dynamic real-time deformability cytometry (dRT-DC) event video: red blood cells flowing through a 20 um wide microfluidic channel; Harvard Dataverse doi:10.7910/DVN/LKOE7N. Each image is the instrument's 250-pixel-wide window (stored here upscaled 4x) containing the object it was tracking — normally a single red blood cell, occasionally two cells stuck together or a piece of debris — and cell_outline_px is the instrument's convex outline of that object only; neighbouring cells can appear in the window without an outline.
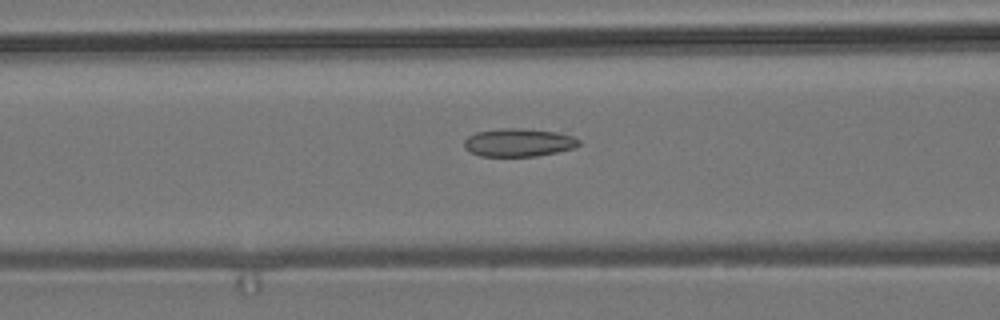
{"species": "common noctule bat (a hibernating species)", "species_latin": "Nyctalus noctula", "temperature_condition": "room temperature", "stored_images_in_passage": 55, "camera_frame_rate_fps": 3000, "um_per_image_px": 0.085, "animal": {"sex": "male", "body_mass_g": 19.2, "forearm_length_mm": 51.8}, "frame": {"image": 1, "passage_image": 22, "time_ms": 7.0, "image_size_px": [1000, 320], "cell_outline_px": [[580, 144], [572, 148], [556, 152], [536, 156], [480, 156], [468, 152], [464, 148], [464, 140], [468, 136], [476, 132], [500, 128], [524, 128], [556, 132], [572, 136], [580, 140]], "centroid_in_image_um": [44.03, 12.11], "position_along_channel_um": 122.6, "area_um2": 18.84}}
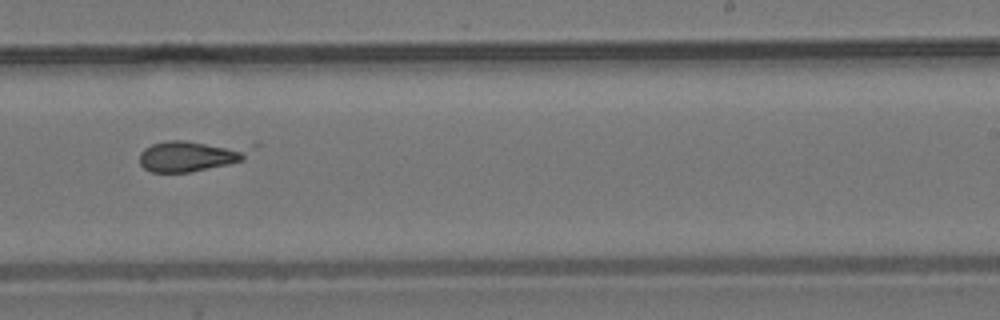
{"frame": {"image": 2, "passage_image": 34, "time_ms": 11.0, "image_size_px": [1000, 320], "cell_outline_px": [[260, 144], [244, 160], [228, 164], [188, 172], [152, 172], [144, 168], [140, 164], [140, 152], [144, 148], [152, 144], [168, 140], [184, 140]], "centroid_in_image_um": [16.35, 13.19], "position_along_channel_um": 272.6, "area_um2": 20.87}}
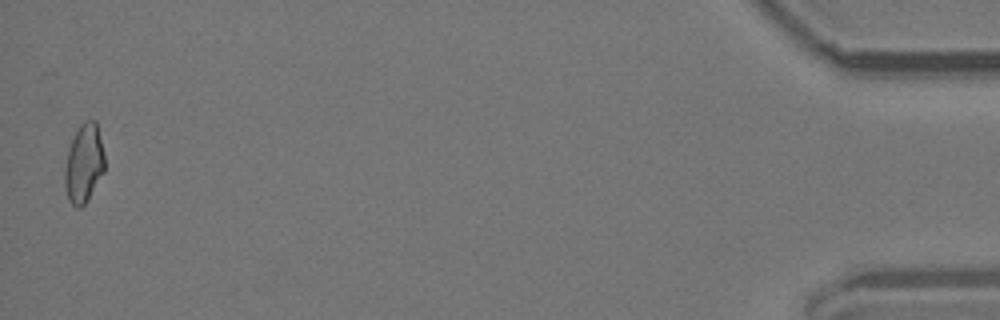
{"frame": {"image": 3, "passage_image": 54, "time_ms": 17.667, "image_size_px": [1000, 320], "cell_outline_px": [[104, 172], [88, 200], [80, 208], [76, 208], [68, 200], [64, 184], [64, 172], [68, 148], [76, 128], [84, 120], [96, 120], [104, 156]], "centroid_in_image_um": [7.11, 13.89], "position_along_channel_um": 428.1, "area_um2": 18.5}}